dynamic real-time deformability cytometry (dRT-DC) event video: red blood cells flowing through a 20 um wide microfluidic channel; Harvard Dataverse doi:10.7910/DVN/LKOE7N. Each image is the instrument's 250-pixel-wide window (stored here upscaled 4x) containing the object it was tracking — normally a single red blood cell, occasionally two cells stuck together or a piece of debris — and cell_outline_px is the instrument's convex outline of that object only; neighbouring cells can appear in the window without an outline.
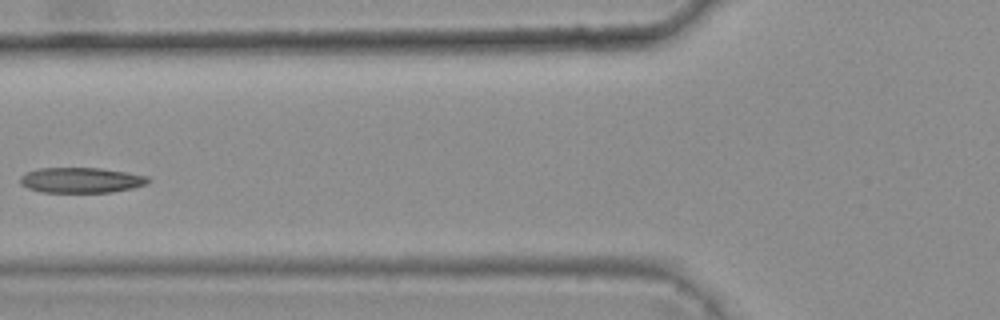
{"species": "common noctule bat (a hibernating species)", "species_latin": "Nyctalus noctula", "temperature_condition": "warm", "stored_images_in_passage": 7, "camera_frame_rate_fps": 3000, "um_per_image_px": 0.085, "animal": {"sex": "female", "body_mass_g": 25.1}, "frame": {"image": 1, "passage_image": 6, "time_ms": 1.667, "image_size_px": [1000, 320], "cell_outline_px": [[152, 180], [148, 184], [132, 188], [112, 192], [40, 192], [28, 188], [20, 184], [20, 176], [28, 172], [40, 168], [100, 168], [148, 176]], "centroid_in_image_um": [6.91, 15.32], "position_along_channel_um": 118.9, "area_um2": 18.9}}
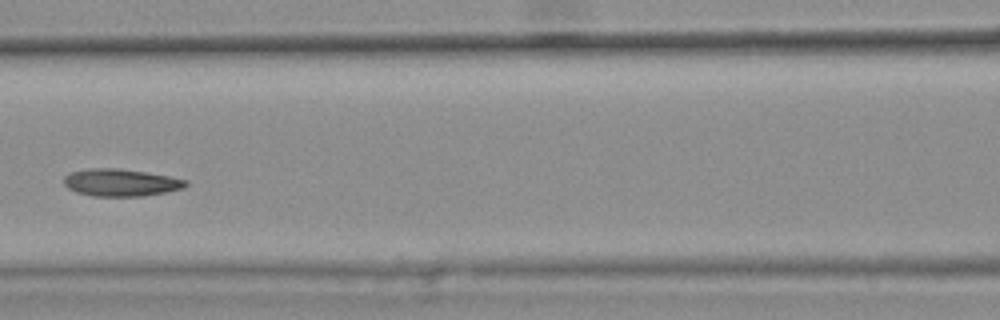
{"frame": {"image": 2, "passage_image": 7, "time_ms": 2.0, "image_size_px": [1000, 320], "cell_outline_px": [[188, 184], [184, 188], [144, 196], [92, 196], [76, 192], [68, 188], [64, 184], [64, 176], [68, 172], [88, 168], [116, 168], [144, 172], [168, 176], [188, 180]], "centroid_in_image_um": [10.23, 15.51], "position_along_channel_um": 156.4, "area_um2": 19.42}}